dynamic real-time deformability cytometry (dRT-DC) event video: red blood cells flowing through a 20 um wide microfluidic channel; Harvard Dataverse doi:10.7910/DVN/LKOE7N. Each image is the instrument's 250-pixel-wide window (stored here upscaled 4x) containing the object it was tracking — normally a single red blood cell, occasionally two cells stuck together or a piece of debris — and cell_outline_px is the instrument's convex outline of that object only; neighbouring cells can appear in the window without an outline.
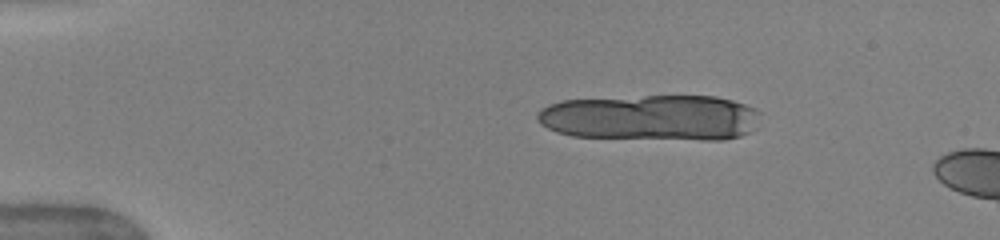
{"species": "human", "species_latin": "Homo sapiens", "temperature_condition": "warm", "stored_images_in_passage": 8, "camera_frame_rate_fps": 3000, "um_per_image_px": 0.085, "donor": {"sex": "female"}, "frame": {"image": 1, "passage_image": 1, "time_ms": 0.0, "image_size_px": [1000, 240], "cell_outline_px": [[760, 112], [756, 128], [752, 132], [740, 136], [724, 140], [700, 140], [572, 136], [556, 132], [540, 124], [536, 120], [536, 112], [540, 108], [548, 104], [564, 100], [644, 96], [716, 96], [732, 100], [756, 108]], "centroid_in_image_um": [55.35, 10.0], "position_along_channel_um": 29.7, "area_um2": 60.29}}